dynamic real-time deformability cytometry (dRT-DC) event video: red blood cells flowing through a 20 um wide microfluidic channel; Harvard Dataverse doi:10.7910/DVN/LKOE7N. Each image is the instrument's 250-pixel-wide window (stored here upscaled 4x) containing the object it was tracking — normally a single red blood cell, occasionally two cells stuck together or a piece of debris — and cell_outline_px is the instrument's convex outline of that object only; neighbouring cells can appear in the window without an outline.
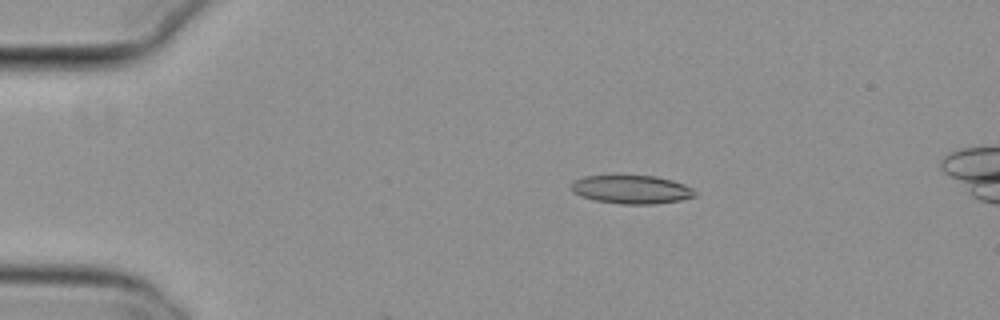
{"species": "common noctule bat (a hibernating species)", "species_latin": "Nyctalus noctula", "temperature_condition": "cold", "stored_images_in_passage": 4, "camera_frame_rate_fps": 3000, "um_per_image_px": 0.085, "animal": {"sex": "female", "body_mass_g": 29.2, "forearm_length_mm": 56.3}, "frame": {"image": 1, "passage_image": 1, "time_ms": 0.0, "image_size_px": [1000, 320], "cell_outline_px": [[696, 196], [680, 200], [656, 204], [620, 204], [596, 200], [580, 196], [572, 192], [572, 184], [576, 180], [584, 176], [656, 176], [672, 180], [684, 184], [692, 188], [696, 192]], "centroid_in_image_um": [53.71, 16.11], "position_along_channel_um": 31.3, "area_um2": 20.4}}